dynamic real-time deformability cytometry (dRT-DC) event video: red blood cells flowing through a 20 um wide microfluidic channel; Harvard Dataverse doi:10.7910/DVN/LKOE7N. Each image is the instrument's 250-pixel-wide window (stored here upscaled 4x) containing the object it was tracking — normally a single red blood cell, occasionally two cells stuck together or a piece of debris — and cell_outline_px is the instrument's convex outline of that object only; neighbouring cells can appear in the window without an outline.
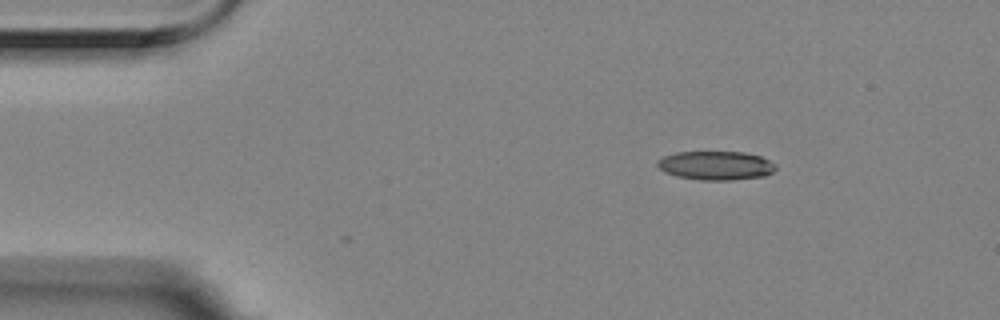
{"species": "Egyptian fruit bat (a non-hibernating species)", "species_latin": "Rousettus aegyptiacus", "temperature_condition": "room temperature", "stored_images_in_passage": 3, "camera_frame_rate_fps": 3000, "um_per_image_px": 0.085, "animal": {"sex": "female"}, "frame": {"image": 1, "passage_image": 1, "time_ms": 0.0, "image_size_px": [1000, 320], "cell_outline_px": [[776, 168], [772, 172], [764, 176], [732, 180], [700, 180], [676, 176], [664, 172], [656, 164], [656, 160], [664, 156], [676, 152], [744, 152], [760, 156], [776, 164]], "centroid_in_image_um": [60.83, 14.07], "position_along_channel_um": 24.2, "area_um2": 19.94}}